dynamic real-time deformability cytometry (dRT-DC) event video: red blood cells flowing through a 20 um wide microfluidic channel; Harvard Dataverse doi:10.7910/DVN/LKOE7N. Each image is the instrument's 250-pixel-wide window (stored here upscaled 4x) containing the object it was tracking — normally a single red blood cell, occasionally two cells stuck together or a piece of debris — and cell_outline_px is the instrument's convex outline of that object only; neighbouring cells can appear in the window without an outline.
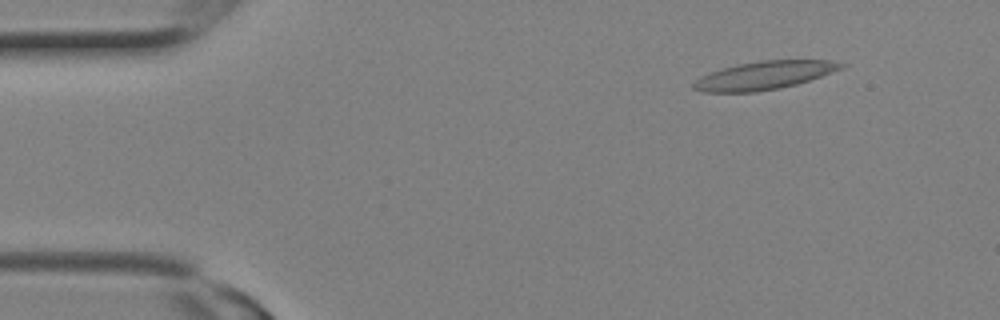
{"species": "Egyptian fruit bat (a non-hibernating species)", "species_latin": "Rousettus aegyptiacus", "temperature_condition": "room temperature", "stored_images_in_passage": 8, "camera_frame_rate_fps": 3000, "um_per_image_px": 0.085, "animal": {"sex": "female"}, "frame": {"image": 1, "passage_image": 3, "time_ms": 0.667, "image_size_px": [1000, 320], "cell_outline_px": [[848, 64], [844, 68], [796, 84], [780, 88], [756, 92], [704, 92], [692, 88], [692, 84], [700, 76], [720, 68], [736, 64], [760, 60], [828, 60]], "centroid_in_image_um": [64.93, 6.4], "position_along_channel_um": 20.1, "area_um2": 24.33}}
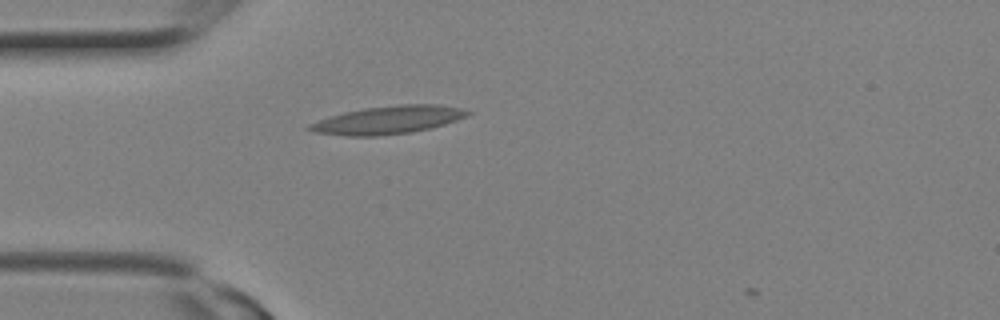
{"frame": {"image": 2, "passage_image": 7, "time_ms": 2.0, "image_size_px": [1000, 320], "cell_outline_px": [[472, 112], [468, 116], [444, 124], [412, 132], [376, 136], [344, 136], [316, 132], [304, 128], [308, 124], [344, 112], [364, 108], [400, 104], [436, 104], [460, 108]], "centroid_in_image_um": [32.97, 10.19], "position_along_channel_um": 52.0, "area_um2": 25.61}}